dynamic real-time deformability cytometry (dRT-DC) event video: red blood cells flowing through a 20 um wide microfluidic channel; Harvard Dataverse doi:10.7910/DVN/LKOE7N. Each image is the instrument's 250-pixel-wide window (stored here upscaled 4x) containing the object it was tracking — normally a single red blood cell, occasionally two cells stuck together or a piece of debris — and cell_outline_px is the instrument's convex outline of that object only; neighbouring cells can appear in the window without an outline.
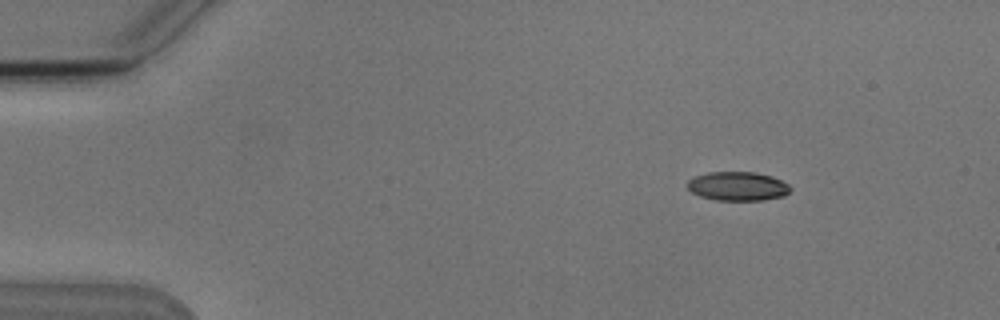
{"species": "Egyptian fruit bat (a non-hibernating species)", "species_latin": "Rousettus aegyptiacus", "temperature_condition": "cold", "stored_images_in_passage": 7, "camera_frame_rate_fps": 3000, "um_per_image_px": 0.085, "animal": {"sex": "male"}, "frame": {"image": 1, "passage_image": 3, "time_ms": 2.333, "image_size_px": [1000, 320], "cell_outline_px": [[792, 188], [784, 196], [764, 200], [716, 200], [700, 196], [692, 192], [684, 184], [692, 176], [708, 172], [756, 172], [772, 176], [788, 184]], "centroid_in_image_um": [62.67, 15.82], "position_along_channel_um": 22.3, "area_um2": 17.57}}